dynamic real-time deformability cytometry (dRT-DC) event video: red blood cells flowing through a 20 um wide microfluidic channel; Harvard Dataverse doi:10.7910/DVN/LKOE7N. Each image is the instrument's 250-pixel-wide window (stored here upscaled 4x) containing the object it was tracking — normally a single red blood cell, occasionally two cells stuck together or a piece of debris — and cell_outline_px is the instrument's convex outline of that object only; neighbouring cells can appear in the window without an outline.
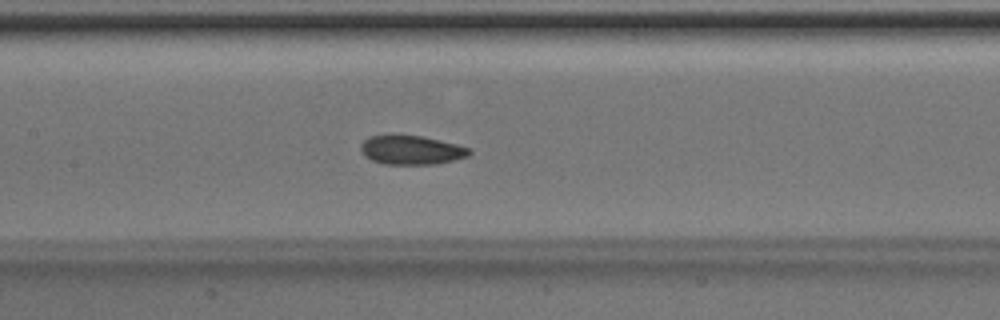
{"species": "Egyptian fruit bat (a non-hibernating species)", "species_latin": "Rousettus aegyptiacus", "temperature_condition": "room temperature", "stored_images_in_passage": 41, "camera_frame_rate_fps": 3000, "um_per_image_px": 0.085, "animal": {"sex": "male"}, "frame": {"image": 1, "passage_image": 15, "time_ms": 4.667, "image_size_px": [1000, 320], "cell_outline_px": [[472, 152], [468, 156], [436, 164], [384, 164], [372, 160], [364, 156], [360, 152], [360, 144], [368, 136], [392, 132], [424, 136], [472, 148]], "centroid_in_image_um": [34.9, 12.7], "position_along_channel_um": 172.5, "area_um2": 19.13}}
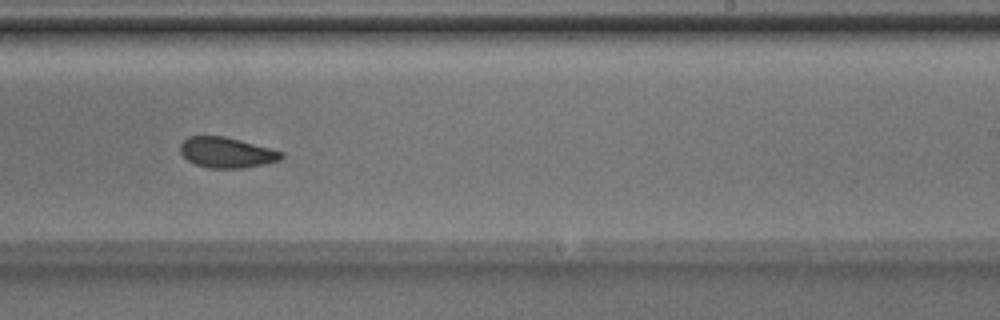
{"frame": {"image": 2, "passage_image": 22, "time_ms": 7.0, "image_size_px": [1000, 320], "cell_outline_px": [[284, 156], [280, 160], [264, 164], [240, 168], [208, 168], [196, 164], [188, 160], [180, 152], [180, 144], [188, 136], [224, 136], [284, 152]], "centroid_in_image_um": [19.25, 12.96], "position_along_channel_um": 269.7, "area_um2": 17.8}}
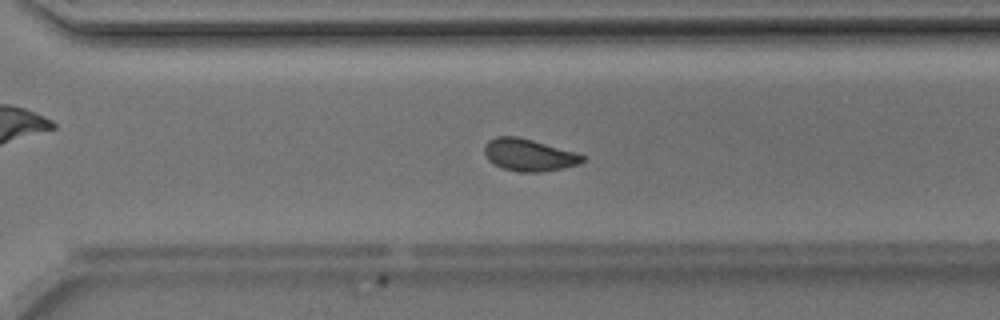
{"frame": {"image": 3, "passage_image": 26, "time_ms": 8.333, "image_size_px": [1000, 320], "cell_outline_px": [[584, 160], [580, 164], [544, 172], [520, 172], [500, 168], [492, 164], [484, 156], [484, 144], [488, 140], [496, 136], [516, 136], [532, 140], [576, 152], [584, 156]], "centroid_in_image_um": [44.9, 13.18], "position_along_channel_um": 325.7, "area_um2": 18.61}, "authors_computed_cell_mechanics": {"area_um2": 18.6116, "velocity_mm_per_s": 4.1972, "shape_relaxation_time_tau1_ms": 5.0461, "shape_relaxation_time_tau2_ms": 3.6614, "deformation_change_tau1": 0.1068, "deformation_change_tau2": 0.0759}}